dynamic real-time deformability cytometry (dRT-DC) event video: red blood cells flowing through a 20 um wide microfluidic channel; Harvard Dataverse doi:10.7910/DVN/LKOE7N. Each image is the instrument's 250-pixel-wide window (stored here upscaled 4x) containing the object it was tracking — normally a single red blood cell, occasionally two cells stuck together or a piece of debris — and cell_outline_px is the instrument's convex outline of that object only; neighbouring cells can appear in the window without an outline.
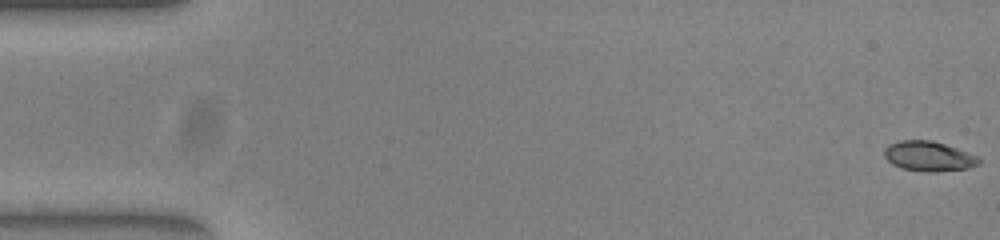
{"species": "common noctule bat (a hibernating species)", "species_latin": "Nyctalus noctula", "temperature_condition": "warm", "stored_images_in_passage": 52, "camera_frame_rate_fps": 3000, "um_per_image_px": 0.085, "animal": {"sex": "female", "body_mass_g": 23.0, "forearm_length_mm": 53.4}, "frame": {"image": 1, "passage_image": 1, "time_ms": 0.0, "image_size_px": [1000, 240], "cell_outline_px": [[980, 164], [968, 168], [936, 172], [924, 172], [904, 168], [892, 164], [884, 156], [884, 148], [888, 144], [900, 140], [932, 140], [980, 156]], "centroid_in_image_um": [78.95, 13.28], "position_along_channel_um": 6.1, "area_um2": 16.59}}
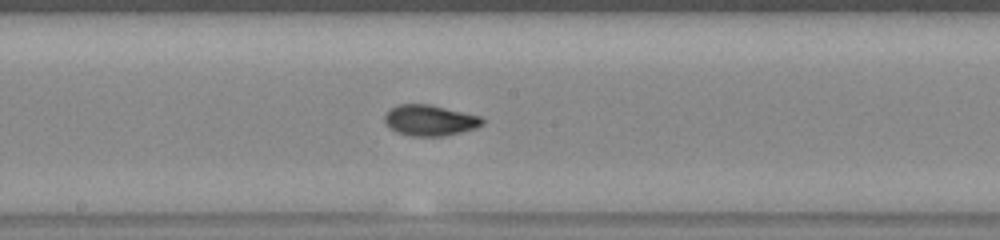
{"frame": {"image": 2, "passage_image": 28, "time_ms": 9.0, "image_size_px": [1000, 240], "cell_outline_px": [[484, 124], [476, 128], [444, 136], [412, 136], [396, 132], [384, 120], [384, 116], [392, 108], [400, 104], [428, 104], [480, 116], [484, 120]], "centroid_in_image_um": [36.56, 10.23], "position_along_channel_um": 211.6, "area_um2": 17.28}}
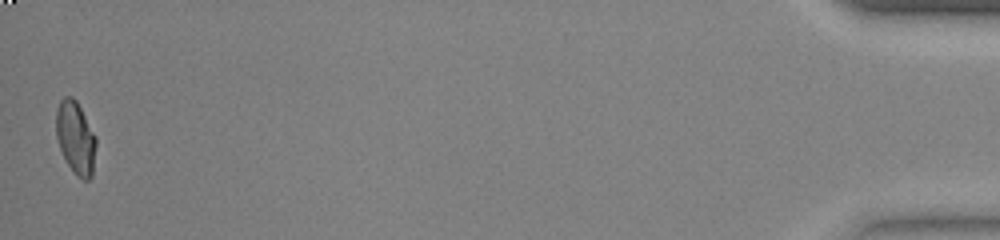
{"frame": {"image": 3, "passage_image": 52, "time_ms": 17.0, "image_size_px": [1000, 240], "cell_outline_px": [[96, 144], [92, 176], [88, 180], [84, 180], [76, 176], [68, 164], [60, 148], [56, 136], [56, 108], [60, 100], [64, 96], [72, 96], [76, 100], [96, 136]], "centroid_in_image_um": [6.42, 11.69], "position_along_channel_um": 428.8, "area_um2": 16.94}, "authors_computed_cell_mechanics": {"area_um2": 16.762, "velocity_mm_per_s": 3.9535, "shape_relaxation_time_tau1_ms": 4.5333, "shape_relaxation_time_tau2_ms": 0.6922, "deformation_change_tau1": 0.1851, "deformation_change_tau2": 0.0433}}